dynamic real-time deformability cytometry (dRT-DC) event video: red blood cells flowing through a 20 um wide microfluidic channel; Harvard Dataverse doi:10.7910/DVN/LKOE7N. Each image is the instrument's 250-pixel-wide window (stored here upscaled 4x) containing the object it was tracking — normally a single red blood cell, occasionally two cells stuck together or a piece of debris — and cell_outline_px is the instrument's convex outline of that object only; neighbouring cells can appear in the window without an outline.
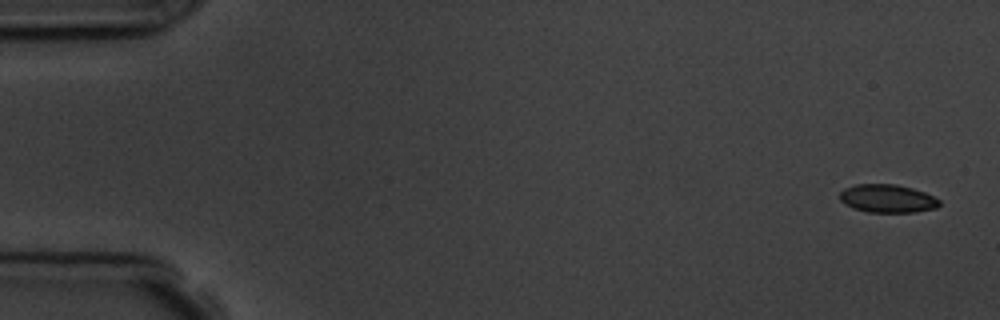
{"species": "common noctule bat (a hibernating species)", "species_latin": "Nyctalus noctula", "temperature_condition": "room temperature", "stored_images_in_passage": 6, "camera_frame_rate_fps": 3000, "um_per_image_px": 0.085, "animal": {"sex": "male", "body_mass_g": 19.5, "forearm_length_mm": 54.6}, "frame": {"image": 1, "passage_image": 1, "time_ms": 0.0, "image_size_px": [1000, 320], "cell_outline_px": [[940, 204], [936, 208], [912, 212], [868, 212], [852, 208], [844, 204], [840, 200], [840, 192], [844, 188], [856, 184], [896, 184], [912, 188], [924, 192], [940, 200]], "centroid_in_image_um": [75.4, 16.87], "position_along_channel_um": 9.6, "area_um2": 16.36}}